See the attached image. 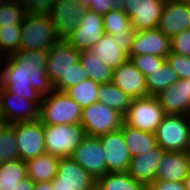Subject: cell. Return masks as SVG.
<instances>
[{
	"instance_id": "obj_1",
	"label": "cell",
	"mask_w": 190,
	"mask_h": 190,
	"mask_svg": "<svg viewBox=\"0 0 190 190\" xmlns=\"http://www.w3.org/2000/svg\"><path fill=\"white\" fill-rule=\"evenodd\" d=\"M6 67L0 71L1 88L32 102L54 90L46 74L48 51L19 50L7 56Z\"/></svg>"
},
{
	"instance_id": "obj_2",
	"label": "cell",
	"mask_w": 190,
	"mask_h": 190,
	"mask_svg": "<svg viewBox=\"0 0 190 190\" xmlns=\"http://www.w3.org/2000/svg\"><path fill=\"white\" fill-rule=\"evenodd\" d=\"M59 41L56 28L49 16L25 14L22 21L19 50L48 51Z\"/></svg>"
},
{
	"instance_id": "obj_3",
	"label": "cell",
	"mask_w": 190,
	"mask_h": 190,
	"mask_svg": "<svg viewBox=\"0 0 190 190\" xmlns=\"http://www.w3.org/2000/svg\"><path fill=\"white\" fill-rule=\"evenodd\" d=\"M82 108L64 92L52 91L42 97L39 121L42 124H80Z\"/></svg>"
},
{
	"instance_id": "obj_4",
	"label": "cell",
	"mask_w": 190,
	"mask_h": 190,
	"mask_svg": "<svg viewBox=\"0 0 190 190\" xmlns=\"http://www.w3.org/2000/svg\"><path fill=\"white\" fill-rule=\"evenodd\" d=\"M79 58L80 50L67 40H60L48 50L46 74L55 91L64 92L68 88V72Z\"/></svg>"
},
{
	"instance_id": "obj_5",
	"label": "cell",
	"mask_w": 190,
	"mask_h": 190,
	"mask_svg": "<svg viewBox=\"0 0 190 190\" xmlns=\"http://www.w3.org/2000/svg\"><path fill=\"white\" fill-rule=\"evenodd\" d=\"M155 137L157 145L164 151H190V115L166 114Z\"/></svg>"
},
{
	"instance_id": "obj_6",
	"label": "cell",
	"mask_w": 190,
	"mask_h": 190,
	"mask_svg": "<svg viewBox=\"0 0 190 190\" xmlns=\"http://www.w3.org/2000/svg\"><path fill=\"white\" fill-rule=\"evenodd\" d=\"M43 129L46 153L59 158L72 157L86 136L81 124H43Z\"/></svg>"
},
{
	"instance_id": "obj_7",
	"label": "cell",
	"mask_w": 190,
	"mask_h": 190,
	"mask_svg": "<svg viewBox=\"0 0 190 190\" xmlns=\"http://www.w3.org/2000/svg\"><path fill=\"white\" fill-rule=\"evenodd\" d=\"M165 115L158 98L148 95L132 99L123 116V123L144 132L155 133Z\"/></svg>"
},
{
	"instance_id": "obj_8",
	"label": "cell",
	"mask_w": 190,
	"mask_h": 190,
	"mask_svg": "<svg viewBox=\"0 0 190 190\" xmlns=\"http://www.w3.org/2000/svg\"><path fill=\"white\" fill-rule=\"evenodd\" d=\"M123 116L101 102L82 109L80 124L87 136L98 137L120 129Z\"/></svg>"
},
{
	"instance_id": "obj_9",
	"label": "cell",
	"mask_w": 190,
	"mask_h": 190,
	"mask_svg": "<svg viewBox=\"0 0 190 190\" xmlns=\"http://www.w3.org/2000/svg\"><path fill=\"white\" fill-rule=\"evenodd\" d=\"M10 126L15 132L19 159L26 161L46 153L43 124L39 120Z\"/></svg>"
},
{
	"instance_id": "obj_10",
	"label": "cell",
	"mask_w": 190,
	"mask_h": 190,
	"mask_svg": "<svg viewBox=\"0 0 190 190\" xmlns=\"http://www.w3.org/2000/svg\"><path fill=\"white\" fill-rule=\"evenodd\" d=\"M53 190H93L96 179L71 157L59 158L56 177L50 182Z\"/></svg>"
},
{
	"instance_id": "obj_11",
	"label": "cell",
	"mask_w": 190,
	"mask_h": 190,
	"mask_svg": "<svg viewBox=\"0 0 190 190\" xmlns=\"http://www.w3.org/2000/svg\"><path fill=\"white\" fill-rule=\"evenodd\" d=\"M166 0H125L124 13L134 31L154 29L159 26Z\"/></svg>"
},
{
	"instance_id": "obj_12",
	"label": "cell",
	"mask_w": 190,
	"mask_h": 190,
	"mask_svg": "<svg viewBox=\"0 0 190 190\" xmlns=\"http://www.w3.org/2000/svg\"><path fill=\"white\" fill-rule=\"evenodd\" d=\"M171 51L170 38L158 27L134 31L127 44V55H154L166 58Z\"/></svg>"
},
{
	"instance_id": "obj_13",
	"label": "cell",
	"mask_w": 190,
	"mask_h": 190,
	"mask_svg": "<svg viewBox=\"0 0 190 190\" xmlns=\"http://www.w3.org/2000/svg\"><path fill=\"white\" fill-rule=\"evenodd\" d=\"M40 103L26 100L17 94L0 89V114L8 125L39 120Z\"/></svg>"
},
{
	"instance_id": "obj_14",
	"label": "cell",
	"mask_w": 190,
	"mask_h": 190,
	"mask_svg": "<svg viewBox=\"0 0 190 190\" xmlns=\"http://www.w3.org/2000/svg\"><path fill=\"white\" fill-rule=\"evenodd\" d=\"M87 10V5H83L77 0H57L54 3L49 18L52 20L60 40H66L70 36Z\"/></svg>"
},
{
	"instance_id": "obj_15",
	"label": "cell",
	"mask_w": 190,
	"mask_h": 190,
	"mask_svg": "<svg viewBox=\"0 0 190 190\" xmlns=\"http://www.w3.org/2000/svg\"><path fill=\"white\" fill-rule=\"evenodd\" d=\"M98 137L105 155L106 173L127 172L132 157L124 142L121 129Z\"/></svg>"
},
{
	"instance_id": "obj_16",
	"label": "cell",
	"mask_w": 190,
	"mask_h": 190,
	"mask_svg": "<svg viewBox=\"0 0 190 190\" xmlns=\"http://www.w3.org/2000/svg\"><path fill=\"white\" fill-rule=\"evenodd\" d=\"M71 158L95 179L106 174V160L99 137L86 135Z\"/></svg>"
},
{
	"instance_id": "obj_17",
	"label": "cell",
	"mask_w": 190,
	"mask_h": 190,
	"mask_svg": "<svg viewBox=\"0 0 190 190\" xmlns=\"http://www.w3.org/2000/svg\"><path fill=\"white\" fill-rule=\"evenodd\" d=\"M103 34V16L88 9L66 40L77 50H90Z\"/></svg>"
},
{
	"instance_id": "obj_18",
	"label": "cell",
	"mask_w": 190,
	"mask_h": 190,
	"mask_svg": "<svg viewBox=\"0 0 190 190\" xmlns=\"http://www.w3.org/2000/svg\"><path fill=\"white\" fill-rule=\"evenodd\" d=\"M112 83L131 99L148 96L146 78L129 58L113 70Z\"/></svg>"
},
{
	"instance_id": "obj_19",
	"label": "cell",
	"mask_w": 190,
	"mask_h": 190,
	"mask_svg": "<svg viewBox=\"0 0 190 190\" xmlns=\"http://www.w3.org/2000/svg\"><path fill=\"white\" fill-rule=\"evenodd\" d=\"M158 28L170 39L190 29V6L180 0H166Z\"/></svg>"
},
{
	"instance_id": "obj_20",
	"label": "cell",
	"mask_w": 190,
	"mask_h": 190,
	"mask_svg": "<svg viewBox=\"0 0 190 190\" xmlns=\"http://www.w3.org/2000/svg\"><path fill=\"white\" fill-rule=\"evenodd\" d=\"M190 171V151H165L156 168L155 181L184 182Z\"/></svg>"
},
{
	"instance_id": "obj_21",
	"label": "cell",
	"mask_w": 190,
	"mask_h": 190,
	"mask_svg": "<svg viewBox=\"0 0 190 190\" xmlns=\"http://www.w3.org/2000/svg\"><path fill=\"white\" fill-rule=\"evenodd\" d=\"M166 114L190 115V88L188 79H179L175 84L156 96Z\"/></svg>"
},
{
	"instance_id": "obj_22",
	"label": "cell",
	"mask_w": 190,
	"mask_h": 190,
	"mask_svg": "<svg viewBox=\"0 0 190 190\" xmlns=\"http://www.w3.org/2000/svg\"><path fill=\"white\" fill-rule=\"evenodd\" d=\"M164 150L156 145L154 148L132 157L127 173L145 186L155 181V172Z\"/></svg>"
},
{
	"instance_id": "obj_23",
	"label": "cell",
	"mask_w": 190,
	"mask_h": 190,
	"mask_svg": "<svg viewBox=\"0 0 190 190\" xmlns=\"http://www.w3.org/2000/svg\"><path fill=\"white\" fill-rule=\"evenodd\" d=\"M90 51L112 70L128 59L127 44L107 33L103 34Z\"/></svg>"
},
{
	"instance_id": "obj_24",
	"label": "cell",
	"mask_w": 190,
	"mask_h": 190,
	"mask_svg": "<svg viewBox=\"0 0 190 190\" xmlns=\"http://www.w3.org/2000/svg\"><path fill=\"white\" fill-rule=\"evenodd\" d=\"M59 157L44 153L25 161L27 177L34 183L51 182L57 175Z\"/></svg>"
},
{
	"instance_id": "obj_25",
	"label": "cell",
	"mask_w": 190,
	"mask_h": 190,
	"mask_svg": "<svg viewBox=\"0 0 190 190\" xmlns=\"http://www.w3.org/2000/svg\"><path fill=\"white\" fill-rule=\"evenodd\" d=\"M104 33L112 35L125 44L132 39L134 29L124 11L111 10L103 15Z\"/></svg>"
},
{
	"instance_id": "obj_26",
	"label": "cell",
	"mask_w": 190,
	"mask_h": 190,
	"mask_svg": "<svg viewBox=\"0 0 190 190\" xmlns=\"http://www.w3.org/2000/svg\"><path fill=\"white\" fill-rule=\"evenodd\" d=\"M120 129L131 157L145 154L157 145L155 133L144 132L124 123Z\"/></svg>"
},
{
	"instance_id": "obj_27",
	"label": "cell",
	"mask_w": 190,
	"mask_h": 190,
	"mask_svg": "<svg viewBox=\"0 0 190 190\" xmlns=\"http://www.w3.org/2000/svg\"><path fill=\"white\" fill-rule=\"evenodd\" d=\"M79 62L87 73V78L102 84L112 82L113 70L90 50H81Z\"/></svg>"
},
{
	"instance_id": "obj_28",
	"label": "cell",
	"mask_w": 190,
	"mask_h": 190,
	"mask_svg": "<svg viewBox=\"0 0 190 190\" xmlns=\"http://www.w3.org/2000/svg\"><path fill=\"white\" fill-rule=\"evenodd\" d=\"M132 99L114 83L99 84L98 102L116 110L124 116L129 109Z\"/></svg>"
},
{
	"instance_id": "obj_29",
	"label": "cell",
	"mask_w": 190,
	"mask_h": 190,
	"mask_svg": "<svg viewBox=\"0 0 190 190\" xmlns=\"http://www.w3.org/2000/svg\"><path fill=\"white\" fill-rule=\"evenodd\" d=\"M27 178L26 164L21 159L0 163V190H15Z\"/></svg>"
},
{
	"instance_id": "obj_30",
	"label": "cell",
	"mask_w": 190,
	"mask_h": 190,
	"mask_svg": "<svg viewBox=\"0 0 190 190\" xmlns=\"http://www.w3.org/2000/svg\"><path fill=\"white\" fill-rule=\"evenodd\" d=\"M99 190H145V185L134 180L127 172L106 173L96 179Z\"/></svg>"
},
{
	"instance_id": "obj_31",
	"label": "cell",
	"mask_w": 190,
	"mask_h": 190,
	"mask_svg": "<svg viewBox=\"0 0 190 190\" xmlns=\"http://www.w3.org/2000/svg\"><path fill=\"white\" fill-rule=\"evenodd\" d=\"M146 87L148 95L157 96L161 91L175 84L179 78L176 72L167 64L151 72L146 76Z\"/></svg>"
},
{
	"instance_id": "obj_32",
	"label": "cell",
	"mask_w": 190,
	"mask_h": 190,
	"mask_svg": "<svg viewBox=\"0 0 190 190\" xmlns=\"http://www.w3.org/2000/svg\"><path fill=\"white\" fill-rule=\"evenodd\" d=\"M98 89V83L86 78L75 86L67 88L64 93L83 109L98 101Z\"/></svg>"
},
{
	"instance_id": "obj_33",
	"label": "cell",
	"mask_w": 190,
	"mask_h": 190,
	"mask_svg": "<svg viewBox=\"0 0 190 190\" xmlns=\"http://www.w3.org/2000/svg\"><path fill=\"white\" fill-rule=\"evenodd\" d=\"M21 36L22 26L0 27V59L3 50H8V56L13 55L19 51V43Z\"/></svg>"
},
{
	"instance_id": "obj_34",
	"label": "cell",
	"mask_w": 190,
	"mask_h": 190,
	"mask_svg": "<svg viewBox=\"0 0 190 190\" xmlns=\"http://www.w3.org/2000/svg\"><path fill=\"white\" fill-rule=\"evenodd\" d=\"M18 159V148L14 129L7 125L0 133V163Z\"/></svg>"
},
{
	"instance_id": "obj_35",
	"label": "cell",
	"mask_w": 190,
	"mask_h": 190,
	"mask_svg": "<svg viewBox=\"0 0 190 190\" xmlns=\"http://www.w3.org/2000/svg\"><path fill=\"white\" fill-rule=\"evenodd\" d=\"M25 12L19 2L15 0L11 3L0 6V27L22 26Z\"/></svg>"
},
{
	"instance_id": "obj_36",
	"label": "cell",
	"mask_w": 190,
	"mask_h": 190,
	"mask_svg": "<svg viewBox=\"0 0 190 190\" xmlns=\"http://www.w3.org/2000/svg\"><path fill=\"white\" fill-rule=\"evenodd\" d=\"M128 58L145 77L166 62V58L154 55H128Z\"/></svg>"
},
{
	"instance_id": "obj_37",
	"label": "cell",
	"mask_w": 190,
	"mask_h": 190,
	"mask_svg": "<svg viewBox=\"0 0 190 190\" xmlns=\"http://www.w3.org/2000/svg\"><path fill=\"white\" fill-rule=\"evenodd\" d=\"M166 62L176 72L179 79L190 78V57L170 51Z\"/></svg>"
},
{
	"instance_id": "obj_38",
	"label": "cell",
	"mask_w": 190,
	"mask_h": 190,
	"mask_svg": "<svg viewBox=\"0 0 190 190\" xmlns=\"http://www.w3.org/2000/svg\"><path fill=\"white\" fill-rule=\"evenodd\" d=\"M57 0H19L25 14L49 16Z\"/></svg>"
},
{
	"instance_id": "obj_39",
	"label": "cell",
	"mask_w": 190,
	"mask_h": 190,
	"mask_svg": "<svg viewBox=\"0 0 190 190\" xmlns=\"http://www.w3.org/2000/svg\"><path fill=\"white\" fill-rule=\"evenodd\" d=\"M171 52L190 57V29L176 34L170 39Z\"/></svg>"
},
{
	"instance_id": "obj_40",
	"label": "cell",
	"mask_w": 190,
	"mask_h": 190,
	"mask_svg": "<svg viewBox=\"0 0 190 190\" xmlns=\"http://www.w3.org/2000/svg\"><path fill=\"white\" fill-rule=\"evenodd\" d=\"M145 190H186L185 182L154 181L145 187Z\"/></svg>"
},
{
	"instance_id": "obj_41",
	"label": "cell",
	"mask_w": 190,
	"mask_h": 190,
	"mask_svg": "<svg viewBox=\"0 0 190 190\" xmlns=\"http://www.w3.org/2000/svg\"><path fill=\"white\" fill-rule=\"evenodd\" d=\"M86 78L87 73L80 64V62L74 64V67H72L68 72V88L75 86Z\"/></svg>"
},
{
	"instance_id": "obj_42",
	"label": "cell",
	"mask_w": 190,
	"mask_h": 190,
	"mask_svg": "<svg viewBox=\"0 0 190 190\" xmlns=\"http://www.w3.org/2000/svg\"><path fill=\"white\" fill-rule=\"evenodd\" d=\"M88 9L100 15H105L113 9L112 0H89Z\"/></svg>"
},
{
	"instance_id": "obj_43",
	"label": "cell",
	"mask_w": 190,
	"mask_h": 190,
	"mask_svg": "<svg viewBox=\"0 0 190 190\" xmlns=\"http://www.w3.org/2000/svg\"><path fill=\"white\" fill-rule=\"evenodd\" d=\"M34 182L30 178H25L19 182L15 190H33Z\"/></svg>"
},
{
	"instance_id": "obj_44",
	"label": "cell",
	"mask_w": 190,
	"mask_h": 190,
	"mask_svg": "<svg viewBox=\"0 0 190 190\" xmlns=\"http://www.w3.org/2000/svg\"><path fill=\"white\" fill-rule=\"evenodd\" d=\"M33 190H53L50 182L34 183Z\"/></svg>"
},
{
	"instance_id": "obj_45",
	"label": "cell",
	"mask_w": 190,
	"mask_h": 190,
	"mask_svg": "<svg viewBox=\"0 0 190 190\" xmlns=\"http://www.w3.org/2000/svg\"><path fill=\"white\" fill-rule=\"evenodd\" d=\"M113 10L124 11L125 0H112Z\"/></svg>"
},
{
	"instance_id": "obj_46",
	"label": "cell",
	"mask_w": 190,
	"mask_h": 190,
	"mask_svg": "<svg viewBox=\"0 0 190 190\" xmlns=\"http://www.w3.org/2000/svg\"><path fill=\"white\" fill-rule=\"evenodd\" d=\"M8 125V123L4 119H0V133L4 130V128Z\"/></svg>"
},
{
	"instance_id": "obj_47",
	"label": "cell",
	"mask_w": 190,
	"mask_h": 190,
	"mask_svg": "<svg viewBox=\"0 0 190 190\" xmlns=\"http://www.w3.org/2000/svg\"><path fill=\"white\" fill-rule=\"evenodd\" d=\"M185 185H186V190H190V171L188 173V176L185 179Z\"/></svg>"
},
{
	"instance_id": "obj_48",
	"label": "cell",
	"mask_w": 190,
	"mask_h": 190,
	"mask_svg": "<svg viewBox=\"0 0 190 190\" xmlns=\"http://www.w3.org/2000/svg\"><path fill=\"white\" fill-rule=\"evenodd\" d=\"M13 1H15V0H0V6H1V5H4V4L11 3V2H13Z\"/></svg>"
},
{
	"instance_id": "obj_49",
	"label": "cell",
	"mask_w": 190,
	"mask_h": 190,
	"mask_svg": "<svg viewBox=\"0 0 190 190\" xmlns=\"http://www.w3.org/2000/svg\"><path fill=\"white\" fill-rule=\"evenodd\" d=\"M79 3L83 4V5H87L89 4V0H77Z\"/></svg>"
},
{
	"instance_id": "obj_50",
	"label": "cell",
	"mask_w": 190,
	"mask_h": 190,
	"mask_svg": "<svg viewBox=\"0 0 190 190\" xmlns=\"http://www.w3.org/2000/svg\"><path fill=\"white\" fill-rule=\"evenodd\" d=\"M182 2H186L190 6V0H180Z\"/></svg>"
}]
</instances>
